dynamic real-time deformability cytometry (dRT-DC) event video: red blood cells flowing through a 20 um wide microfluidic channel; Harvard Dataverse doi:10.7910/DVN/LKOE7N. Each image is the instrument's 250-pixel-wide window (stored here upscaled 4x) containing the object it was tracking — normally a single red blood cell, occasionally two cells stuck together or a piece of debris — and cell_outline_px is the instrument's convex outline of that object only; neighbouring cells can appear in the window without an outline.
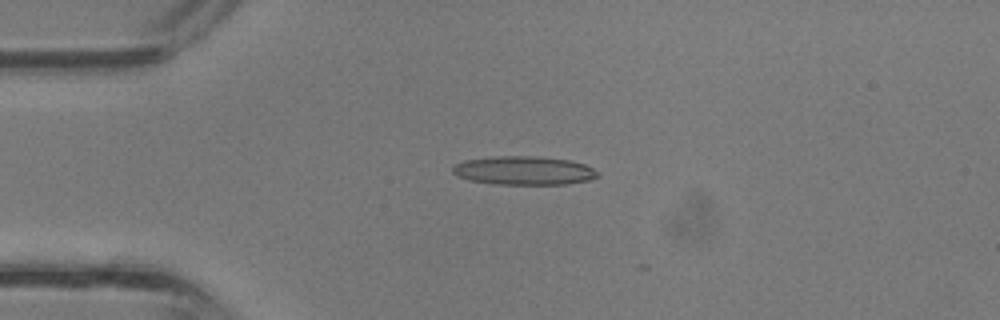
{"species": "common noctule bat (a hibernating species)", "species_latin": "Nyctalus noctula", "temperature_condition": "room temperature", "stored_images_in_passage": 2, "camera_frame_rate_fps": 3000, "um_per_image_px": 0.085, "animal": {"sex": "male", "body_mass_g": 13.3}, "frame": {"image": 1, "passage_image": 1, "time_ms": 0.0, "image_size_px": [1000, 320], "cell_outline_px": [[600, 176], [588, 180], [568, 184], [492, 184], [468, 180], [456, 176], [452, 172], [452, 168], [456, 164], [464, 160], [496, 156], [536, 156], [568, 160], [584, 164], [592, 168]], "centroid_in_image_um": [44.49, 14.5], "position_along_channel_um": 40.5, "area_um2": 24.22}}